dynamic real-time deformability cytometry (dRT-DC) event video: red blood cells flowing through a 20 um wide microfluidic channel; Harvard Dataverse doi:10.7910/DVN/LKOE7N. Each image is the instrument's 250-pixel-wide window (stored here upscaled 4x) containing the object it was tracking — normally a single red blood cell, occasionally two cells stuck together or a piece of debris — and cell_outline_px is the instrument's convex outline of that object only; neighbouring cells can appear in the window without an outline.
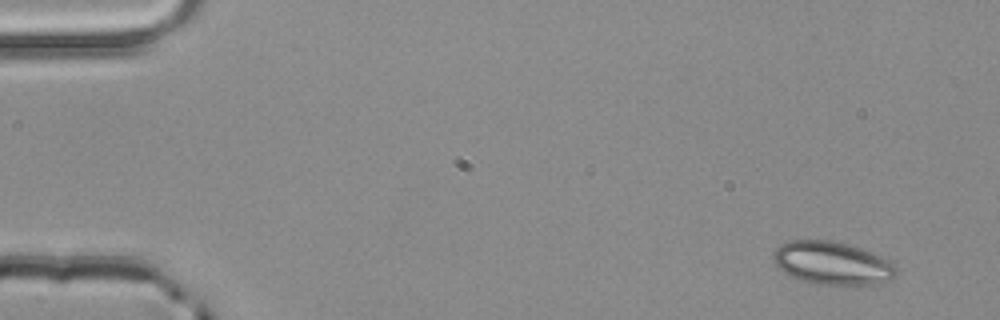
{"species": "common noctule bat (a hibernating species)", "species_latin": "Nyctalus noctula", "temperature_condition": "room temperature", "stored_images_in_passage": 4, "segment_of_instrument_passage": [1, 2], "camera_frame_rate_fps": 3000, "um_per_image_px": 0.085, "animal": {"sex": "male", "body_mass_g": 20.4}, "frame": {"image": 1, "passage_image": 1, "time_ms": 0.0, "image_size_px": [1000, 320], "cell_outline_px": [[900, 268], [896, 276], [880, 284], [820, 284], [800, 280], [788, 276], [772, 260], [772, 252], [780, 244], [788, 240], [828, 240], [848, 244], [860, 248], [880, 256], [896, 264]], "centroid_in_image_um": [70.74, 22.36], "position_along_channel_um": 14.3, "area_um2": 31.04}}